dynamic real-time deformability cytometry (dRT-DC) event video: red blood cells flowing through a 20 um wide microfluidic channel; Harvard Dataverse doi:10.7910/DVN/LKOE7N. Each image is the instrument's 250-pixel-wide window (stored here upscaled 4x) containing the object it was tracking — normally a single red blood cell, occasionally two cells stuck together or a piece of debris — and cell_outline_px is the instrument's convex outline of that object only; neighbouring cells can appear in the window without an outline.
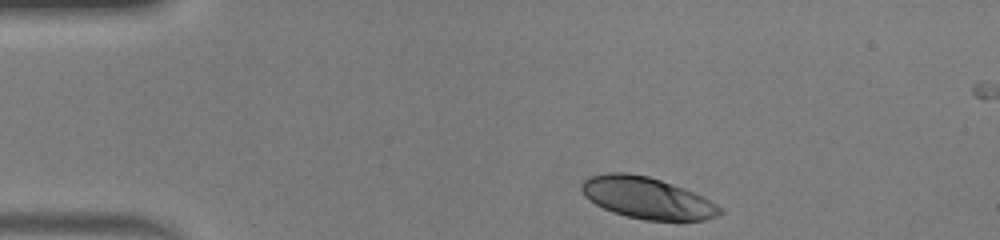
{"species": "human", "species_latin": "Homo sapiens", "temperature_condition": "warm", "stored_images_in_passage": 37, "camera_frame_rate_fps": 3000, "um_per_image_px": 0.085, "donor": {"sex": "male"}, "frame": {"image": 1, "passage_image": 1, "time_ms": 0.0, "image_size_px": [1000, 240], "cell_outline_px": [[724, 212], [716, 216], [704, 220], [644, 220], [612, 212], [588, 200], [584, 196], [580, 188], [580, 184], [588, 176], [608, 172], [628, 172], [648, 176], [684, 188], [704, 196], [716, 204]], "centroid_in_image_um": [54.97, 16.81], "position_along_channel_um": 30.0, "area_um2": 33.58}}
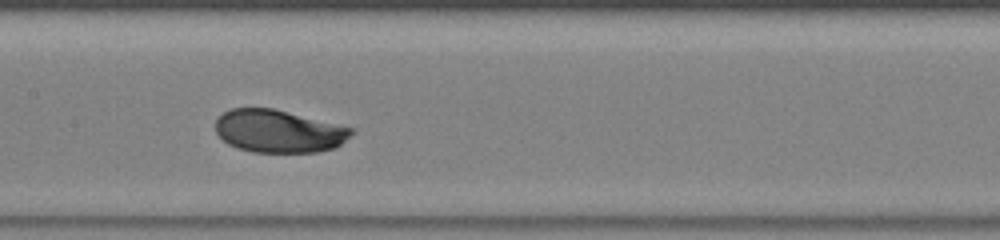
{"frame": {"image": 2, "passage_image": 17, "time_ms": 5.333, "image_size_px": [1000, 240], "cell_outline_px": [[356, 132], [340, 144], [332, 148], [320, 152], [252, 152], [236, 148], [228, 144], [216, 132], [216, 120], [224, 112], [232, 108], [272, 108], [356, 128]], "centroid_in_image_um": [23.72, 11.15], "position_along_channel_um": 183.7, "area_um2": 33.93}}
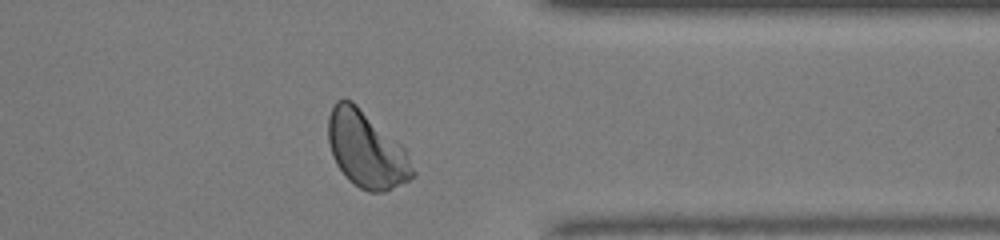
{"frame": {"image": 3, "passage_image": 32, "time_ms": 10.333, "image_size_px": [1000, 240], "cell_outline_px": [[416, 176], [384, 192], [368, 192], [360, 188], [348, 180], [336, 164], [332, 156], [328, 140], [328, 116], [332, 104], [336, 100], [352, 100], [400, 144], [404, 148], [416, 172]], "centroid_in_image_um": [31.12, 12.72], "position_along_channel_um": 380.3, "area_um2": 37.4}, "authors_computed_cell_mechanics": {"area_um2": 34.3332, "velocity_mm_per_s": 4.0896, "shape_relaxation_time_tau1_ms": 1.8829, "shape_relaxation_time_tau2_ms": null, "deformation_change_tau1": 0.1176, "deformation_change_tau2": null}}